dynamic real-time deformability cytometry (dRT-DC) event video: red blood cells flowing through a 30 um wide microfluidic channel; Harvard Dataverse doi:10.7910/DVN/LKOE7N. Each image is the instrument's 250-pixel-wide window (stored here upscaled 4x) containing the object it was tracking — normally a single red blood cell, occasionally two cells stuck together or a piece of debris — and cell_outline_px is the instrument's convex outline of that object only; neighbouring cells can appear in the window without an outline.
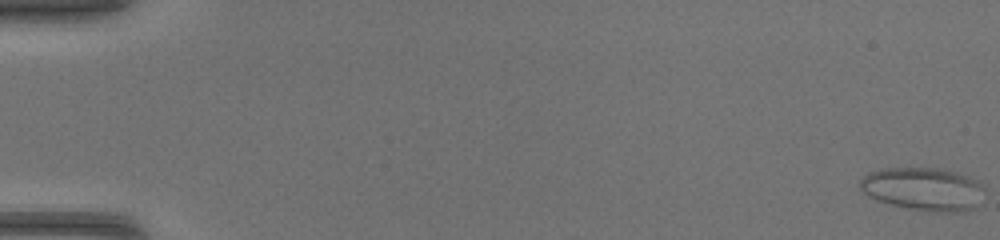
{"species": "common noctule bat (a hibernating species)", "species_latin": "Nyctalus noctula", "temperature_condition": "warm", "stored_images_in_passage": 47, "camera_frame_rate_fps": 3000, "um_per_image_px": 0.085, "animal": {"sex": "female", "body_mass_g": 17.0, "forearm_length_mm": 48.0}, "frame": {"image": 1, "passage_image": 1, "time_ms": 0.0, "image_size_px": [1000, 240], "cell_outline_px": [[984, 188], [976, 204], [972, 208], [960, 212], [932, 212], [908, 208], [876, 200], [868, 196], [860, 188], [860, 180], [868, 172], [880, 168], [940, 168], [956, 172], [980, 180], [984, 184]], "centroid_in_image_um": [78.47, 16.05], "position_along_channel_um": 6.5, "area_um2": 31.33}}
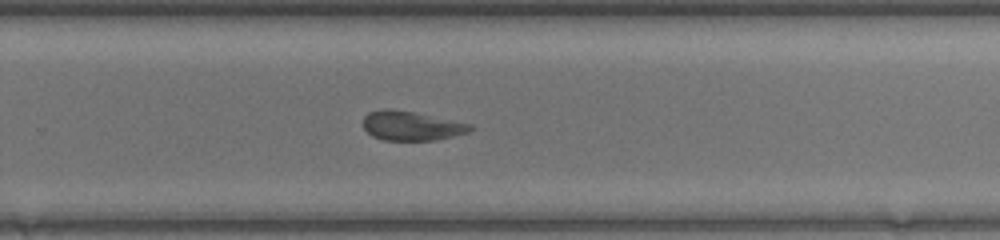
{"frame": {"image": 2, "passage_image": 32, "time_ms": 10.333, "image_size_px": [1000, 240], "cell_outline_px": [[476, 128], [468, 132], [436, 140], [384, 140], [372, 136], [364, 128], [364, 116], [368, 112], [380, 108], [392, 108], [416, 112], [472, 124]], "centroid_in_image_um": [34.97, 10.67], "position_along_channel_um": 294.8, "area_um2": 18.5}}
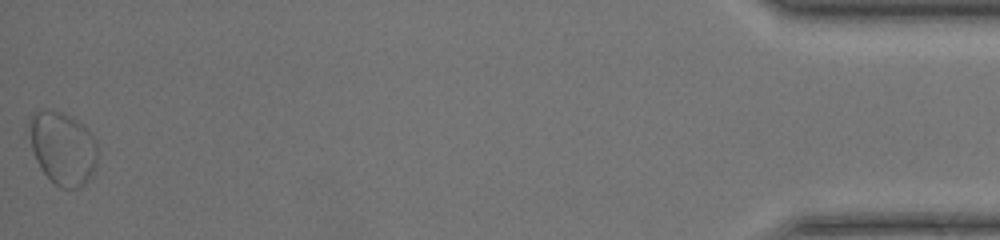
{"frame": {"image": 3, "passage_image": 47, "time_ms": 15.333, "image_size_px": [1000, 240], "cell_outline_px": [[96, 164], [92, 176], [80, 188], [60, 188], [40, 168], [36, 160], [32, 148], [32, 116], [36, 112], [60, 112], [68, 116], [80, 124], [96, 140]], "centroid_in_image_um": [5.38, 12.68], "position_along_channel_um": 429.8, "area_um2": 27.8}}